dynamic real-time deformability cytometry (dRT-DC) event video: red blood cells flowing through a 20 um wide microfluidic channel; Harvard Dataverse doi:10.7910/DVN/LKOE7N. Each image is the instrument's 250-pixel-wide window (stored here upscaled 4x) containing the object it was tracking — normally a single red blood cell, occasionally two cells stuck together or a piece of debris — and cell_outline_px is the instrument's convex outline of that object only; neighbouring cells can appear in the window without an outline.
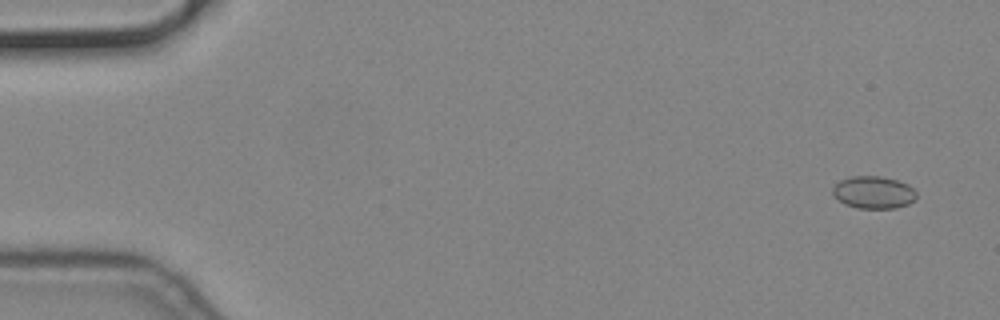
{"species": "common noctule bat (a hibernating species)", "species_latin": "Nyctalus noctula", "temperature_condition": "cold", "stored_images_in_passage": 57, "camera_frame_rate_fps": 3000, "um_per_image_px": 0.085, "animal": {"sex": "male", "body_mass_g": 19.2, "forearm_length_mm": 51.8}, "frame": {"image": 1, "passage_image": 4, "time_ms": 1.0, "image_size_px": [1000, 320], "cell_outline_px": [[916, 200], [908, 204], [896, 208], [856, 208], [844, 204], [832, 192], [832, 188], [840, 180], [852, 176], [880, 176], [896, 180], [908, 184], [916, 192]], "centroid_in_image_um": [74.27, 16.35], "position_along_channel_um": 10.7, "area_um2": 15.78}}
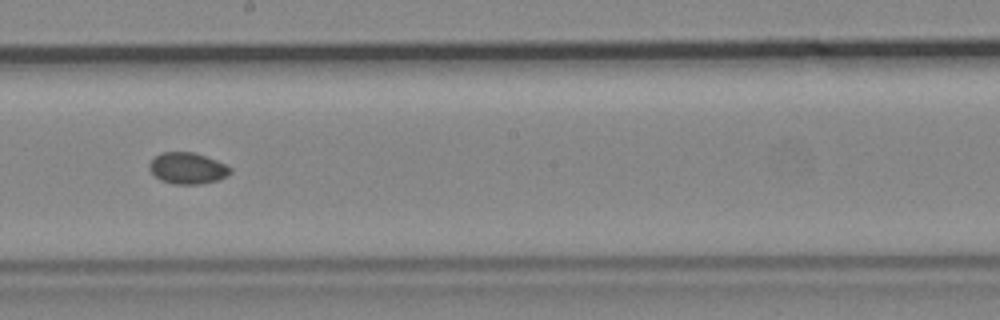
{"frame": {"image": 2, "passage_image": 33, "time_ms": 10.667, "image_size_px": [1000, 320], "cell_outline_px": [[232, 172], [216, 180], [200, 184], [176, 184], [160, 180], [148, 168], [148, 164], [156, 156], [164, 152], [196, 152], [216, 160], [232, 168]], "centroid_in_image_um": [15.93, 14.29], "position_along_channel_um": 232.3, "area_um2": 14.62}}
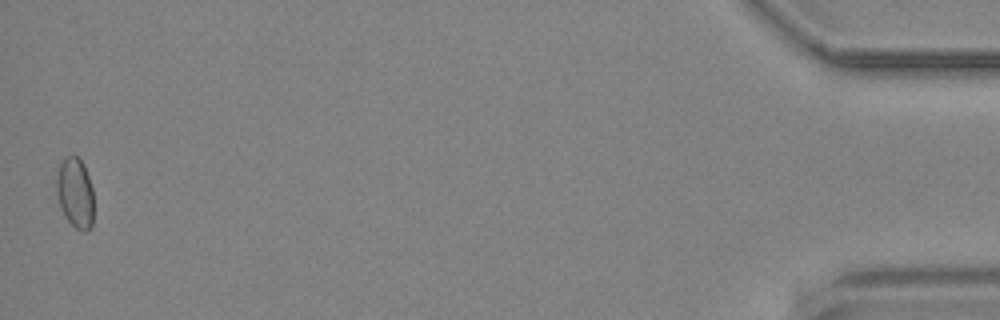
{"frame": {"image": 3, "passage_image": 57, "time_ms": 18.667, "image_size_px": [1000, 320], "cell_outline_px": [[92, 228], [84, 232], [76, 228], [68, 220], [60, 204], [56, 192], [56, 176], [60, 164], [68, 156], [76, 156], [84, 164], [92, 188]], "centroid_in_image_um": [6.39, 16.4], "position_along_channel_um": 428.8, "area_um2": 14.91}}